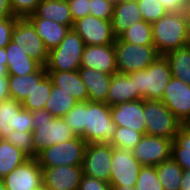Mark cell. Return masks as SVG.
I'll list each match as a JSON object with an SVG mask.
<instances>
[{
	"label": "cell",
	"instance_id": "obj_2",
	"mask_svg": "<svg viewBox=\"0 0 190 190\" xmlns=\"http://www.w3.org/2000/svg\"><path fill=\"white\" fill-rule=\"evenodd\" d=\"M33 148L38 155L47 147L76 137L62 117H53L45 108L32 111Z\"/></svg>",
	"mask_w": 190,
	"mask_h": 190
},
{
	"label": "cell",
	"instance_id": "obj_43",
	"mask_svg": "<svg viewBox=\"0 0 190 190\" xmlns=\"http://www.w3.org/2000/svg\"><path fill=\"white\" fill-rule=\"evenodd\" d=\"M73 21L90 15V0H67Z\"/></svg>",
	"mask_w": 190,
	"mask_h": 190
},
{
	"label": "cell",
	"instance_id": "obj_5",
	"mask_svg": "<svg viewBox=\"0 0 190 190\" xmlns=\"http://www.w3.org/2000/svg\"><path fill=\"white\" fill-rule=\"evenodd\" d=\"M82 38L71 28L60 44L49 50L46 71H77L85 48Z\"/></svg>",
	"mask_w": 190,
	"mask_h": 190
},
{
	"label": "cell",
	"instance_id": "obj_38",
	"mask_svg": "<svg viewBox=\"0 0 190 190\" xmlns=\"http://www.w3.org/2000/svg\"><path fill=\"white\" fill-rule=\"evenodd\" d=\"M5 140L20 149L29 158H37L38 155L33 148L32 132L14 130L6 136Z\"/></svg>",
	"mask_w": 190,
	"mask_h": 190
},
{
	"label": "cell",
	"instance_id": "obj_42",
	"mask_svg": "<svg viewBox=\"0 0 190 190\" xmlns=\"http://www.w3.org/2000/svg\"><path fill=\"white\" fill-rule=\"evenodd\" d=\"M19 17L12 16L5 19H0V48L6 47L11 41L14 25Z\"/></svg>",
	"mask_w": 190,
	"mask_h": 190
},
{
	"label": "cell",
	"instance_id": "obj_41",
	"mask_svg": "<svg viewBox=\"0 0 190 190\" xmlns=\"http://www.w3.org/2000/svg\"><path fill=\"white\" fill-rule=\"evenodd\" d=\"M114 5L107 0H90V15L103 20H112Z\"/></svg>",
	"mask_w": 190,
	"mask_h": 190
},
{
	"label": "cell",
	"instance_id": "obj_24",
	"mask_svg": "<svg viewBox=\"0 0 190 190\" xmlns=\"http://www.w3.org/2000/svg\"><path fill=\"white\" fill-rule=\"evenodd\" d=\"M53 85L72 95L78 102L88 101L86 86L77 71H47Z\"/></svg>",
	"mask_w": 190,
	"mask_h": 190
},
{
	"label": "cell",
	"instance_id": "obj_17",
	"mask_svg": "<svg viewBox=\"0 0 190 190\" xmlns=\"http://www.w3.org/2000/svg\"><path fill=\"white\" fill-rule=\"evenodd\" d=\"M43 185L48 190H78L82 175V166L59 165L41 167Z\"/></svg>",
	"mask_w": 190,
	"mask_h": 190
},
{
	"label": "cell",
	"instance_id": "obj_28",
	"mask_svg": "<svg viewBox=\"0 0 190 190\" xmlns=\"http://www.w3.org/2000/svg\"><path fill=\"white\" fill-rule=\"evenodd\" d=\"M164 57L167 59L172 76L190 85V47L170 51Z\"/></svg>",
	"mask_w": 190,
	"mask_h": 190
},
{
	"label": "cell",
	"instance_id": "obj_13",
	"mask_svg": "<svg viewBox=\"0 0 190 190\" xmlns=\"http://www.w3.org/2000/svg\"><path fill=\"white\" fill-rule=\"evenodd\" d=\"M11 41L24 47L23 51L42 66L46 65L49 50L45 47L34 26L27 18H18L14 25Z\"/></svg>",
	"mask_w": 190,
	"mask_h": 190
},
{
	"label": "cell",
	"instance_id": "obj_54",
	"mask_svg": "<svg viewBox=\"0 0 190 190\" xmlns=\"http://www.w3.org/2000/svg\"><path fill=\"white\" fill-rule=\"evenodd\" d=\"M110 4H112V5H116V4H118L119 2H121V1H123V0H107Z\"/></svg>",
	"mask_w": 190,
	"mask_h": 190
},
{
	"label": "cell",
	"instance_id": "obj_19",
	"mask_svg": "<svg viewBox=\"0 0 190 190\" xmlns=\"http://www.w3.org/2000/svg\"><path fill=\"white\" fill-rule=\"evenodd\" d=\"M81 67L96 69L109 75L118 73L114 44L86 45L81 58Z\"/></svg>",
	"mask_w": 190,
	"mask_h": 190
},
{
	"label": "cell",
	"instance_id": "obj_12",
	"mask_svg": "<svg viewBox=\"0 0 190 190\" xmlns=\"http://www.w3.org/2000/svg\"><path fill=\"white\" fill-rule=\"evenodd\" d=\"M142 165L132 151L114 148L111 160L110 186H129L135 188Z\"/></svg>",
	"mask_w": 190,
	"mask_h": 190
},
{
	"label": "cell",
	"instance_id": "obj_26",
	"mask_svg": "<svg viewBox=\"0 0 190 190\" xmlns=\"http://www.w3.org/2000/svg\"><path fill=\"white\" fill-rule=\"evenodd\" d=\"M48 50L57 47L71 27L43 18H27Z\"/></svg>",
	"mask_w": 190,
	"mask_h": 190
},
{
	"label": "cell",
	"instance_id": "obj_40",
	"mask_svg": "<svg viewBox=\"0 0 190 190\" xmlns=\"http://www.w3.org/2000/svg\"><path fill=\"white\" fill-rule=\"evenodd\" d=\"M42 0H9V4L14 16L26 18L33 14Z\"/></svg>",
	"mask_w": 190,
	"mask_h": 190
},
{
	"label": "cell",
	"instance_id": "obj_39",
	"mask_svg": "<svg viewBox=\"0 0 190 190\" xmlns=\"http://www.w3.org/2000/svg\"><path fill=\"white\" fill-rule=\"evenodd\" d=\"M137 2L143 20L151 24L168 12L159 0H137Z\"/></svg>",
	"mask_w": 190,
	"mask_h": 190
},
{
	"label": "cell",
	"instance_id": "obj_45",
	"mask_svg": "<svg viewBox=\"0 0 190 190\" xmlns=\"http://www.w3.org/2000/svg\"><path fill=\"white\" fill-rule=\"evenodd\" d=\"M168 12H183L185 0H159Z\"/></svg>",
	"mask_w": 190,
	"mask_h": 190
},
{
	"label": "cell",
	"instance_id": "obj_20",
	"mask_svg": "<svg viewBox=\"0 0 190 190\" xmlns=\"http://www.w3.org/2000/svg\"><path fill=\"white\" fill-rule=\"evenodd\" d=\"M79 76L86 86L88 101L107 103V93L112 80V75L102 73L96 69H78Z\"/></svg>",
	"mask_w": 190,
	"mask_h": 190
},
{
	"label": "cell",
	"instance_id": "obj_1",
	"mask_svg": "<svg viewBox=\"0 0 190 190\" xmlns=\"http://www.w3.org/2000/svg\"><path fill=\"white\" fill-rule=\"evenodd\" d=\"M153 44L160 56L188 45L190 31L183 12H167L152 24Z\"/></svg>",
	"mask_w": 190,
	"mask_h": 190
},
{
	"label": "cell",
	"instance_id": "obj_18",
	"mask_svg": "<svg viewBox=\"0 0 190 190\" xmlns=\"http://www.w3.org/2000/svg\"><path fill=\"white\" fill-rule=\"evenodd\" d=\"M144 99L110 106L112 121L117 127H127L146 135Z\"/></svg>",
	"mask_w": 190,
	"mask_h": 190
},
{
	"label": "cell",
	"instance_id": "obj_4",
	"mask_svg": "<svg viewBox=\"0 0 190 190\" xmlns=\"http://www.w3.org/2000/svg\"><path fill=\"white\" fill-rule=\"evenodd\" d=\"M116 128L107 103L85 102V130L81 137L87 144L110 143Z\"/></svg>",
	"mask_w": 190,
	"mask_h": 190
},
{
	"label": "cell",
	"instance_id": "obj_16",
	"mask_svg": "<svg viewBox=\"0 0 190 190\" xmlns=\"http://www.w3.org/2000/svg\"><path fill=\"white\" fill-rule=\"evenodd\" d=\"M160 101L182 123L190 116V85L172 76Z\"/></svg>",
	"mask_w": 190,
	"mask_h": 190
},
{
	"label": "cell",
	"instance_id": "obj_49",
	"mask_svg": "<svg viewBox=\"0 0 190 190\" xmlns=\"http://www.w3.org/2000/svg\"><path fill=\"white\" fill-rule=\"evenodd\" d=\"M0 63L7 65V54L5 47L0 48Z\"/></svg>",
	"mask_w": 190,
	"mask_h": 190
},
{
	"label": "cell",
	"instance_id": "obj_9",
	"mask_svg": "<svg viewBox=\"0 0 190 190\" xmlns=\"http://www.w3.org/2000/svg\"><path fill=\"white\" fill-rule=\"evenodd\" d=\"M113 146L110 143L86 144L83 158V174L109 183Z\"/></svg>",
	"mask_w": 190,
	"mask_h": 190
},
{
	"label": "cell",
	"instance_id": "obj_11",
	"mask_svg": "<svg viewBox=\"0 0 190 190\" xmlns=\"http://www.w3.org/2000/svg\"><path fill=\"white\" fill-rule=\"evenodd\" d=\"M73 29L82 38L85 45L114 44L112 20H103L92 15L74 21Z\"/></svg>",
	"mask_w": 190,
	"mask_h": 190
},
{
	"label": "cell",
	"instance_id": "obj_22",
	"mask_svg": "<svg viewBox=\"0 0 190 190\" xmlns=\"http://www.w3.org/2000/svg\"><path fill=\"white\" fill-rule=\"evenodd\" d=\"M26 18H43L73 28L74 21L66 0H42L33 14Z\"/></svg>",
	"mask_w": 190,
	"mask_h": 190
},
{
	"label": "cell",
	"instance_id": "obj_51",
	"mask_svg": "<svg viewBox=\"0 0 190 190\" xmlns=\"http://www.w3.org/2000/svg\"><path fill=\"white\" fill-rule=\"evenodd\" d=\"M181 127L190 133V116L181 123Z\"/></svg>",
	"mask_w": 190,
	"mask_h": 190
},
{
	"label": "cell",
	"instance_id": "obj_27",
	"mask_svg": "<svg viewBox=\"0 0 190 190\" xmlns=\"http://www.w3.org/2000/svg\"><path fill=\"white\" fill-rule=\"evenodd\" d=\"M46 75L47 71L45 66H41L36 72L27 75H9L8 86L10 98L22 103L32 92L35 85H37Z\"/></svg>",
	"mask_w": 190,
	"mask_h": 190
},
{
	"label": "cell",
	"instance_id": "obj_46",
	"mask_svg": "<svg viewBox=\"0 0 190 190\" xmlns=\"http://www.w3.org/2000/svg\"><path fill=\"white\" fill-rule=\"evenodd\" d=\"M8 84H9L8 76H1L0 77V103L3 100L10 98Z\"/></svg>",
	"mask_w": 190,
	"mask_h": 190
},
{
	"label": "cell",
	"instance_id": "obj_29",
	"mask_svg": "<svg viewBox=\"0 0 190 190\" xmlns=\"http://www.w3.org/2000/svg\"><path fill=\"white\" fill-rule=\"evenodd\" d=\"M29 157L5 139H0V175L7 176Z\"/></svg>",
	"mask_w": 190,
	"mask_h": 190
},
{
	"label": "cell",
	"instance_id": "obj_15",
	"mask_svg": "<svg viewBox=\"0 0 190 190\" xmlns=\"http://www.w3.org/2000/svg\"><path fill=\"white\" fill-rule=\"evenodd\" d=\"M7 190H36L43 186V172L36 158H29L3 178Z\"/></svg>",
	"mask_w": 190,
	"mask_h": 190
},
{
	"label": "cell",
	"instance_id": "obj_58",
	"mask_svg": "<svg viewBox=\"0 0 190 190\" xmlns=\"http://www.w3.org/2000/svg\"><path fill=\"white\" fill-rule=\"evenodd\" d=\"M190 3V0H185V4Z\"/></svg>",
	"mask_w": 190,
	"mask_h": 190
},
{
	"label": "cell",
	"instance_id": "obj_7",
	"mask_svg": "<svg viewBox=\"0 0 190 190\" xmlns=\"http://www.w3.org/2000/svg\"><path fill=\"white\" fill-rule=\"evenodd\" d=\"M146 135L174 140L181 122L161 101L144 100Z\"/></svg>",
	"mask_w": 190,
	"mask_h": 190
},
{
	"label": "cell",
	"instance_id": "obj_8",
	"mask_svg": "<svg viewBox=\"0 0 190 190\" xmlns=\"http://www.w3.org/2000/svg\"><path fill=\"white\" fill-rule=\"evenodd\" d=\"M86 142L80 136L47 147L37 156L41 167H53L59 165L82 166Z\"/></svg>",
	"mask_w": 190,
	"mask_h": 190
},
{
	"label": "cell",
	"instance_id": "obj_3",
	"mask_svg": "<svg viewBox=\"0 0 190 190\" xmlns=\"http://www.w3.org/2000/svg\"><path fill=\"white\" fill-rule=\"evenodd\" d=\"M134 80L137 100L160 101L163 92L172 78L167 59L159 56L146 69L128 74Z\"/></svg>",
	"mask_w": 190,
	"mask_h": 190
},
{
	"label": "cell",
	"instance_id": "obj_48",
	"mask_svg": "<svg viewBox=\"0 0 190 190\" xmlns=\"http://www.w3.org/2000/svg\"><path fill=\"white\" fill-rule=\"evenodd\" d=\"M179 190H190V170H183Z\"/></svg>",
	"mask_w": 190,
	"mask_h": 190
},
{
	"label": "cell",
	"instance_id": "obj_21",
	"mask_svg": "<svg viewBox=\"0 0 190 190\" xmlns=\"http://www.w3.org/2000/svg\"><path fill=\"white\" fill-rule=\"evenodd\" d=\"M21 45L10 41L6 47L8 75L23 76L36 72L42 65L23 51Z\"/></svg>",
	"mask_w": 190,
	"mask_h": 190
},
{
	"label": "cell",
	"instance_id": "obj_25",
	"mask_svg": "<svg viewBox=\"0 0 190 190\" xmlns=\"http://www.w3.org/2000/svg\"><path fill=\"white\" fill-rule=\"evenodd\" d=\"M136 100L137 90H135L134 80L128 74H113L107 93V104L114 106L119 103Z\"/></svg>",
	"mask_w": 190,
	"mask_h": 190
},
{
	"label": "cell",
	"instance_id": "obj_55",
	"mask_svg": "<svg viewBox=\"0 0 190 190\" xmlns=\"http://www.w3.org/2000/svg\"><path fill=\"white\" fill-rule=\"evenodd\" d=\"M0 190H7L3 181H0Z\"/></svg>",
	"mask_w": 190,
	"mask_h": 190
},
{
	"label": "cell",
	"instance_id": "obj_37",
	"mask_svg": "<svg viewBox=\"0 0 190 190\" xmlns=\"http://www.w3.org/2000/svg\"><path fill=\"white\" fill-rule=\"evenodd\" d=\"M136 190H164L156 173V166H142L135 185Z\"/></svg>",
	"mask_w": 190,
	"mask_h": 190
},
{
	"label": "cell",
	"instance_id": "obj_57",
	"mask_svg": "<svg viewBox=\"0 0 190 190\" xmlns=\"http://www.w3.org/2000/svg\"><path fill=\"white\" fill-rule=\"evenodd\" d=\"M188 46L190 47V35H189V40H188Z\"/></svg>",
	"mask_w": 190,
	"mask_h": 190
},
{
	"label": "cell",
	"instance_id": "obj_52",
	"mask_svg": "<svg viewBox=\"0 0 190 190\" xmlns=\"http://www.w3.org/2000/svg\"><path fill=\"white\" fill-rule=\"evenodd\" d=\"M1 76H9L7 65H3L2 63H0V77Z\"/></svg>",
	"mask_w": 190,
	"mask_h": 190
},
{
	"label": "cell",
	"instance_id": "obj_50",
	"mask_svg": "<svg viewBox=\"0 0 190 190\" xmlns=\"http://www.w3.org/2000/svg\"><path fill=\"white\" fill-rule=\"evenodd\" d=\"M185 16L187 18V24H188V28L190 31V3H187L185 5V10H184Z\"/></svg>",
	"mask_w": 190,
	"mask_h": 190
},
{
	"label": "cell",
	"instance_id": "obj_53",
	"mask_svg": "<svg viewBox=\"0 0 190 190\" xmlns=\"http://www.w3.org/2000/svg\"><path fill=\"white\" fill-rule=\"evenodd\" d=\"M111 190H136L129 186H111Z\"/></svg>",
	"mask_w": 190,
	"mask_h": 190
},
{
	"label": "cell",
	"instance_id": "obj_35",
	"mask_svg": "<svg viewBox=\"0 0 190 190\" xmlns=\"http://www.w3.org/2000/svg\"><path fill=\"white\" fill-rule=\"evenodd\" d=\"M143 136V133L137 132L133 129L117 127L110 144L114 148L132 151Z\"/></svg>",
	"mask_w": 190,
	"mask_h": 190
},
{
	"label": "cell",
	"instance_id": "obj_32",
	"mask_svg": "<svg viewBox=\"0 0 190 190\" xmlns=\"http://www.w3.org/2000/svg\"><path fill=\"white\" fill-rule=\"evenodd\" d=\"M52 84V80L46 75L37 85H35L32 92L21 103L22 107L31 112L44 109L46 101L52 91Z\"/></svg>",
	"mask_w": 190,
	"mask_h": 190
},
{
	"label": "cell",
	"instance_id": "obj_33",
	"mask_svg": "<svg viewBox=\"0 0 190 190\" xmlns=\"http://www.w3.org/2000/svg\"><path fill=\"white\" fill-rule=\"evenodd\" d=\"M171 158L183 170H190V133L182 127L172 142Z\"/></svg>",
	"mask_w": 190,
	"mask_h": 190
},
{
	"label": "cell",
	"instance_id": "obj_56",
	"mask_svg": "<svg viewBox=\"0 0 190 190\" xmlns=\"http://www.w3.org/2000/svg\"><path fill=\"white\" fill-rule=\"evenodd\" d=\"M41 190H48L44 185L41 186Z\"/></svg>",
	"mask_w": 190,
	"mask_h": 190
},
{
	"label": "cell",
	"instance_id": "obj_23",
	"mask_svg": "<svg viewBox=\"0 0 190 190\" xmlns=\"http://www.w3.org/2000/svg\"><path fill=\"white\" fill-rule=\"evenodd\" d=\"M143 20L137 0H123L114 6L112 27L116 37Z\"/></svg>",
	"mask_w": 190,
	"mask_h": 190
},
{
	"label": "cell",
	"instance_id": "obj_44",
	"mask_svg": "<svg viewBox=\"0 0 190 190\" xmlns=\"http://www.w3.org/2000/svg\"><path fill=\"white\" fill-rule=\"evenodd\" d=\"M78 190H111L108 182L82 175Z\"/></svg>",
	"mask_w": 190,
	"mask_h": 190
},
{
	"label": "cell",
	"instance_id": "obj_6",
	"mask_svg": "<svg viewBox=\"0 0 190 190\" xmlns=\"http://www.w3.org/2000/svg\"><path fill=\"white\" fill-rule=\"evenodd\" d=\"M116 68L120 74H129L146 69L160 55L154 45H137L121 41L114 43Z\"/></svg>",
	"mask_w": 190,
	"mask_h": 190
},
{
	"label": "cell",
	"instance_id": "obj_14",
	"mask_svg": "<svg viewBox=\"0 0 190 190\" xmlns=\"http://www.w3.org/2000/svg\"><path fill=\"white\" fill-rule=\"evenodd\" d=\"M172 139L144 135L132 150L142 166H156L171 158Z\"/></svg>",
	"mask_w": 190,
	"mask_h": 190
},
{
	"label": "cell",
	"instance_id": "obj_30",
	"mask_svg": "<svg viewBox=\"0 0 190 190\" xmlns=\"http://www.w3.org/2000/svg\"><path fill=\"white\" fill-rule=\"evenodd\" d=\"M77 103L78 101L72 95L52 84V91L46 101L45 109L53 117L59 118L64 117Z\"/></svg>",
	"mask_w": 190,
	"mask_h": 190
},
{
	"label": "cell",
	"instance_id": "obj_34",
	"mask_svg": "<svg viewBox=\"0 0 190 190\" xmlns=\"http://www.w3.org/2000/svg\"><path fill=\"white\" fill-rule=\"evenodd\" d=\"M121 41L133 43L137 45H154L152 24L142 20L118 36Z\"/></svg>",
	"mask_w": 190,
	"mask_h": 190
},
{
	"label": "cell",
	"instance_id": "obj_31",
	"mask_svg": "<svg viewBox=\"0 0 190 190\" xmlns=\"http://www.w3.org/2000/svg\"><path fill=\"white\" fill-rule=\"evenodd\" d=\"M156 173L164 190H179L183 169L172 158L156 165Z\"/></svg>",
	"mask_w": 190,
	"mask_h": 190
},
{
	"label": "cell",
	"instance_id": "obj_47",
	"mask_svg": "<svg viewBox=\"0 0 190 190\" xmlns=\"http://www.w3.org/2000/svg\"><path fill=\"white\" fill-rule=\"evenodd\" d=\"M14 16L9 4V0H0V19Z\"/></svg>",
	"mask_w": 190,
	"mask_h": 190
},
{
	"label": "cell",
	"instance_id": "obj_10",
	"mask_svg": "<svg viewBox=\"0 0 190 190\" xmlns=\"http://www.w3.org/2000/svg\"><path fill=\"white\" fill-rule=\"evenodd\" d=\"M32 123L31 111L15 99L8 98L0 103V139H5L14 130L32 132Z\"/></svg>",
	"mask_w": 190,
	"mask_h": 190
},
{
	"label": "cell",
	"instance_id": "obj_36",
	"mask_svg": "<svg viewBox=\"0 0 190 190\" xmlns=\"http://www.w3.org/2000/svg\"><path fill=\"white\" fill-rule=\"evenodd\" d=\"M68 127L76 136H82L85 130V102H78L64 117Z\"/></svg>",
	"mask_w": 190,
	"mask_h": 190
}]
</instances>
